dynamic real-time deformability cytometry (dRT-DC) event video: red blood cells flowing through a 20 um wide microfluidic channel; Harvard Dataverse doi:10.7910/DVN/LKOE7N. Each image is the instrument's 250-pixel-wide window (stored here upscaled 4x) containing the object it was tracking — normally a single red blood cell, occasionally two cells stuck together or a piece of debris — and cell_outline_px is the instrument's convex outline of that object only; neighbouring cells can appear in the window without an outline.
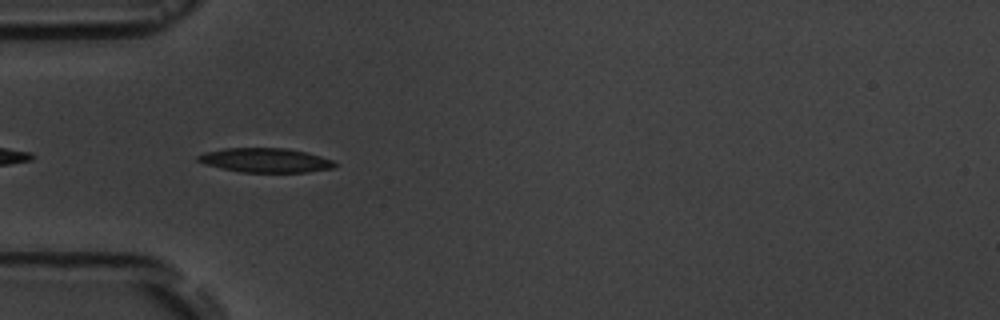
{"species": "common noctule bat (a hibernating species)", "species_latin": "Nyctalus noctula", "temperature_condition": "room temperature", "stored_images_in_passage": 5, "camera_frame_rate_fps": 3000, "um_per_image_px": 0.085, "animal": {"sex": "male", "body_mass_g": 19.5, "forearm_length_mm": 54.6}, "frame": {"image": 1, "passage_image": 4, "time_ms": 3.667, "image_size_px": [1000, 320], "cell_outline_px": [[336, 164], [332, 168], [308, 172], [240, 172], [204, 164], [196, 160], [196, 156], [204, 152], [224, 148], [288, 148], [320, 156], [332, 160]], "centroid_in_image_um": [22.51, 13.62], "position_along_channel_um": 62.5, "area_um2": 19.31}}
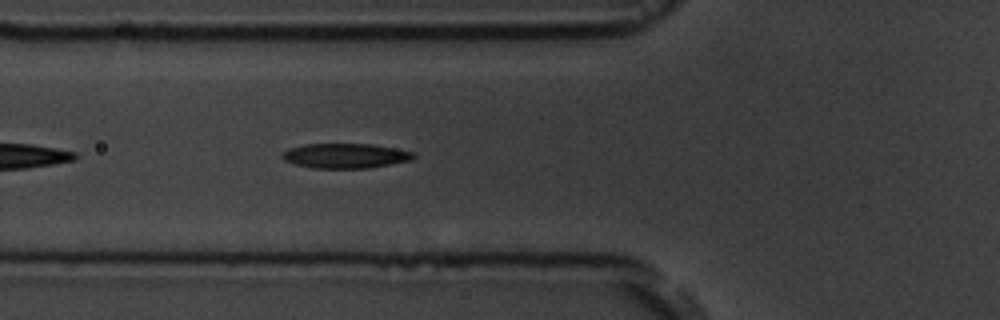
{"frame": {"image": 2, "passage_image": 5, "time_ms": 4.667, "image_size_px": [1000, 320], "cell_outline_px": [[416, 156], [412, 160], [368, 168], [312, 168], [296, 164], [284, 160], [280, 156], [288, 148], [304, 144], [372, 144], [412, 152]], "centroid_in_image_um": [29.32, 13.24], "position_along_channel_um": 96.5, "area_um2": 18.84}}